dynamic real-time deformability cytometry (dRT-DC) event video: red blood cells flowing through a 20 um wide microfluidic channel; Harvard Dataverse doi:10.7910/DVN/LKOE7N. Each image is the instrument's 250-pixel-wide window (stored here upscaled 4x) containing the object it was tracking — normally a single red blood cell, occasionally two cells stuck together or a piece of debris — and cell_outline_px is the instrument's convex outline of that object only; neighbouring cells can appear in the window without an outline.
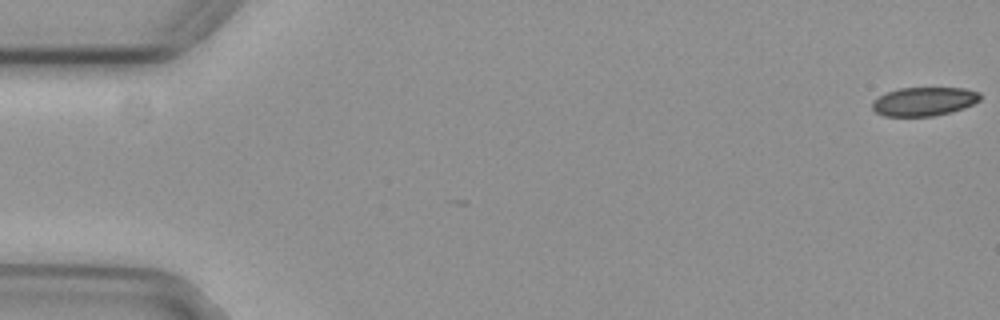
{"species": "common noctule bat (a hibernating species)", "species_latin": "Nyctalus noctula", "temperature_condition": "cold", "stored_images_in_passage": 56, "camera_frame_rate_fps": 3000, "um_per_image_px": 0.085, "animal": {"sex": "female", "body_mass_g": 29.2, "forearm_length_mm": 56.3}, "frame": {"image": 1, "passage_image": 1, "time_ms": 0.0, "image_size_px": [1000, 320], "cell_outline_px": [[980, 100], [964, 108], [952, 112], [932, 116], [884, 116], [876, 112], [872, 108], [872, 100], [888, 92], [900, 88], [964, 88], [980, 92]], "centroid_in_image_um": [78.55, 8.63], "position_along_channel_um": 6.5, "area_um2": 18.03}}
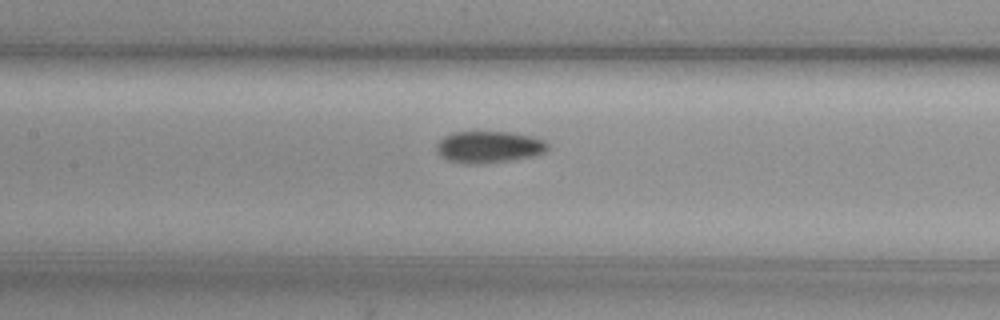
{"frame": {"image": 2, "passage_image": 26, "time_ms": 8.333, "image_size_px": [1000, 320], "cell_outline_px": [[548, 148], [544, 152], [532, 156], [508, 160], [480, 164], [464, 164], [444, 160], [436, 152], [436, 144], [444, 136], [452, 132], [512, 132], [536, 136], [544, 140], [548, 144]], "centroid_in_image_um": [41.52, 12.49], "position_along_channel_um": 165.9, "area_um2": 20.87}}
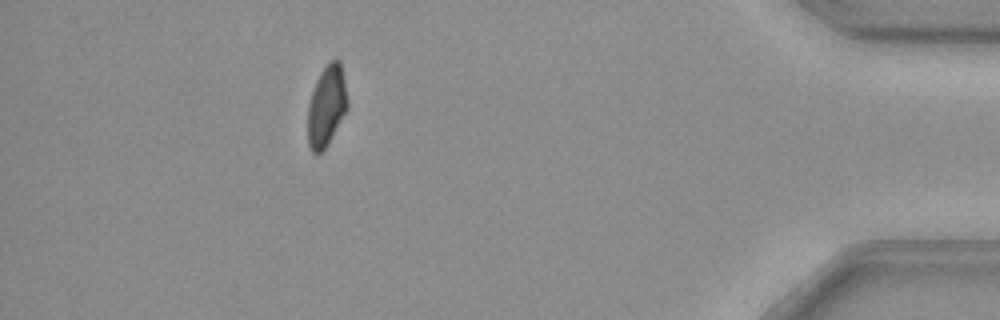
{"frame": {"image": 3, "passage_image": 50, "time_ms": 16.333, "image_size_px": [1000, 320], "cell_outline_px": [[348, 108], [324, 148], [320, 152], [312, 152], [308, 144], [308, 104], [316, 80], [320, 72], [332, 60], [340, 60], [348, 100]], "centroid_in_image_um": [27.75, 8.98], "position_along_channel_um": 407.4, "area_um2": 18.26}, "authors_computed_cell_mechanics": {"area_um2": 19.8543, "velocity_mm_per_s": 3.7334, "shape_relaxation_time_tau1_ms": 4.9809, "shape_relaxation_time_tau2_ms": 3.6896, "deformation_change_tau1": 0.092, "deformation_change_tau2": 0.0735}}